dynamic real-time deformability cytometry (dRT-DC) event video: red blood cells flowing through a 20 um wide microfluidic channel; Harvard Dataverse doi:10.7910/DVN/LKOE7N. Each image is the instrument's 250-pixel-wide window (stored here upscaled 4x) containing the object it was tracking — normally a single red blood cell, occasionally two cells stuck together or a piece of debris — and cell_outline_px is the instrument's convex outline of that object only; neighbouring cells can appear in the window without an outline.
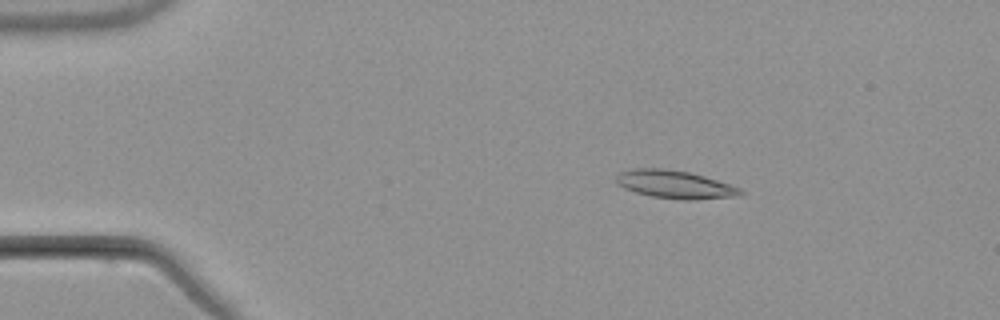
{"species": "common noctule bat (a hibernating species)", "species_latin": "Nyctalus noctula", "temperature_condition": "warm", "stored_images_in_passage": 6, "camera_frame_rate_fps": 3000, "um_per_image_px": 0.085, "animal": {"sex": "male", "body_mass_g": 21.5, "forearm_length_mm": 52.0}, "frame": {"image": 1, "passage_image": 1, "time_ms": 0.0, "image_size_px": [1000, 320], "cell_outline_px": [[744, 192], [740, 196], [692, 200], [684, 200], [652, 196], [636, 192], [624, 188], [616, 184], [616, 176], [620, 172], [632, 168], [664, 168], [688, 172], [704, 176], [740, 188]], "centroid_in_image_um": [57.35, 15.67], "position_along_channel_um": 27.7, "area_um2": 20.23}}
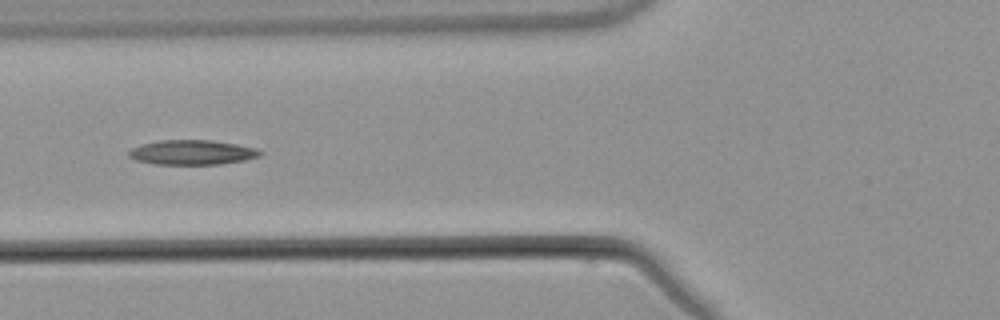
{"frame": {"image": 2, "passage_image": 4, "time_ms": 4.0, "image_size_px": [1000, 320], "cell_outline_px": [[264, 152], [260, 156], [244, 160], [220, 164], [156, 164], [136, 160], [128, 156], [128, 152], [132, 148], [144, 144], [160, 140], [212, 140], [236, 144], [256, 148]], "centroid_in_image_um": [16.36, 12.95], "position_along_channel_um": 109.4, "area_um2": 18.79}}
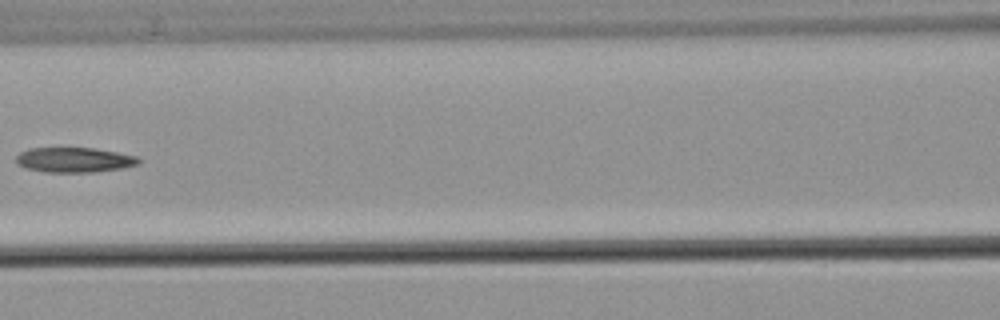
{"frame": {"image": 3, "passage_image": 5, "time_ms": 5.333, "image_size_px": [1000, 320], "cell_outline_px": [[140, 164], [120, 168], [96, 172], [44, 172], [24, 168], [16, 164], [16, 156], [20, 152], [28, 148], [92, 148], [116, 152], [136, 156], [140, 160]], "centroid_in_image_um": [6.26, 13.59], "position_along_channel_um": 160.3, "area_um2": 17.86}}